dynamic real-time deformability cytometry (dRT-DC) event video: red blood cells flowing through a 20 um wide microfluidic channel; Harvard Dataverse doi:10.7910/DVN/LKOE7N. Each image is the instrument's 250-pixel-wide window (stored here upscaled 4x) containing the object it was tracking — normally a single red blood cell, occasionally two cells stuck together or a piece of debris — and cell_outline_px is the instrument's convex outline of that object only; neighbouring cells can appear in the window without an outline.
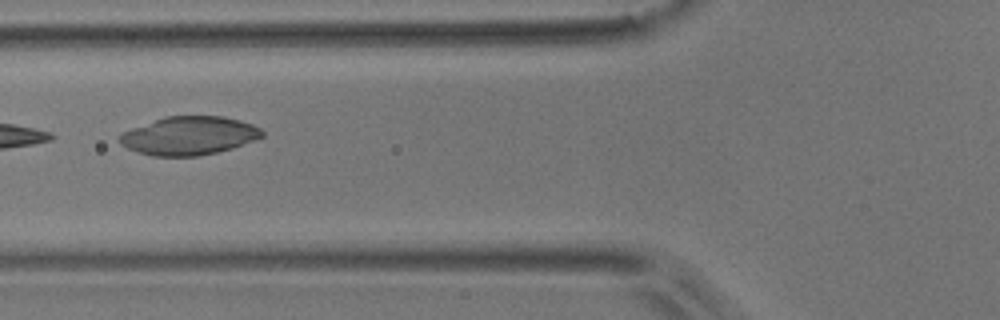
{"species": "common noctule bat (a hibernating species)", "species_latin": "Nyctalus noctula", "temperature_condition": "room temperature", "stored_images_in_passage": 5, "camera_frame_rate_fps": 3000, "um_per_image_px": 0.085, "animal": {"sex": "male", "body_mass_g": 17.9}, "frame": {"image": 1, "passage_image": 2, "time_ms": 0.333, "image_size_px": [1000, 320], "cell_outline_px": [[264, 136], [256, 140], [232, 148], [200, 156], [152, 156], [128, 148], [120, 144], [120, 136], [124, 132], [132, 128], [164, 116], [220, 116], [240, 120], [252, 124], [260, 128], [264, 132]], "centroid_in_image_um": [16.11, 11.53], "position_along_channel_um": 109.7, "area_um2": 31.79}}
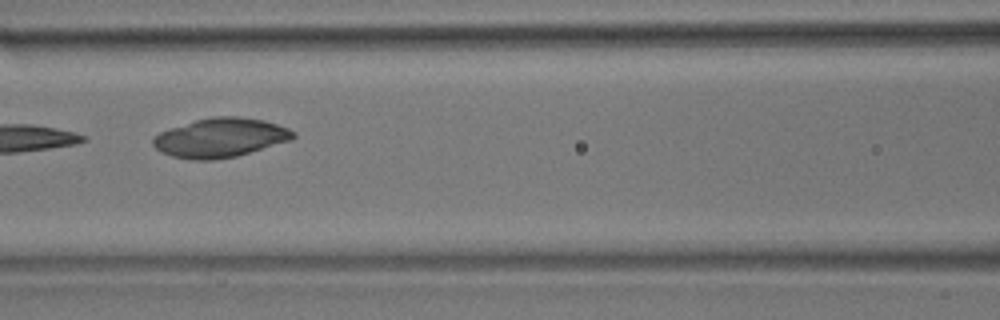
{"frame": {"image": 2, "passage_image": 3, "time_ms": 0.667, "image_size_px": [1000, 320], "cell_outline_px": [[296, 136], [292, 140], [236, 156], [212, 160], [192, 160], [172, 156], [160, 152], [152, 144], [152, 140], [160, 132], [196, 120], [212, 116], [236, 116], [264, 120], [288, 128], [296, 132]], "centroid_in_image_um": [18.75, 11.71], "position_along_channel_um": 147.8, "area_um2": 31.85}}